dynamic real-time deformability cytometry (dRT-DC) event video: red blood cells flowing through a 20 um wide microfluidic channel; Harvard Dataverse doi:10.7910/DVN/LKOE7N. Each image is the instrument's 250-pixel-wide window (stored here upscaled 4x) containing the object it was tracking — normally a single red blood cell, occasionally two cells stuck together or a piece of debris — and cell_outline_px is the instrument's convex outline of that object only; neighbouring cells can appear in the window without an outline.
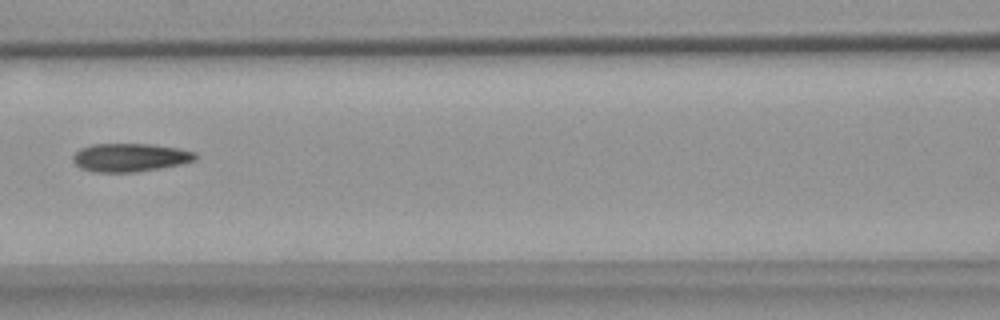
{"species": "common noctule bat (a hibernating species)", "species_latin": "Nyctalus noctula", "temperature_condition": "warm", "stored_images_in_passage": 6, "camera_frame_rate_fps": 3000, "um_per_image_px": 0.085, "animal": {"sex": "female", "body_mass_g": 18.4}, "frame": {"image": 1, "passage_image": 6, "time_ms": 6.0, "image_size_px": [1000, 320], "cell_outline_px": [[196, 160], [180, 164], [160, 168], [136, 172], [92, 172], [80, 168], [72, 160], [72, 156], [80, 148], [92, 144], [148, 144], [176, 148], [196, 152]], "centroid_in_image_um": [11.01, 13.39], "position_along_channel_um": 155.6, "area_um2": 20.17}}